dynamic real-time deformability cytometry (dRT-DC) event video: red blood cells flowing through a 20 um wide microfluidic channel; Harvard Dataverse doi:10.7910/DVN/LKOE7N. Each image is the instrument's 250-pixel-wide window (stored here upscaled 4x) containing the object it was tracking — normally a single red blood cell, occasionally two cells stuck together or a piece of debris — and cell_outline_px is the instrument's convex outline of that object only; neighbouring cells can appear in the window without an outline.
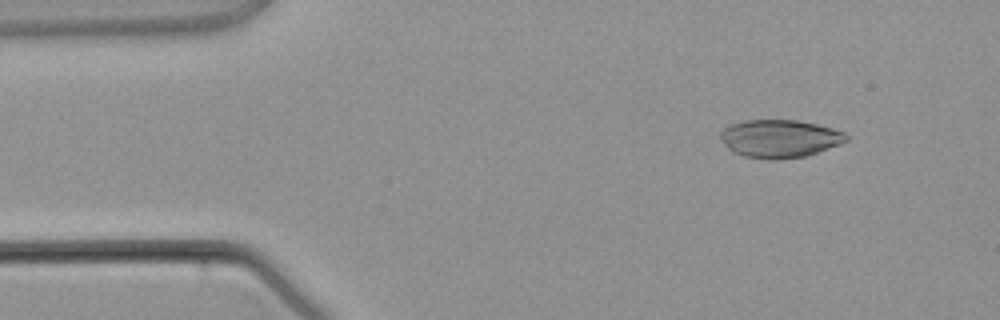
{"species": "common noctule bat (a hibernating species)", "species_latin": "Nyctalus noctula", "temperature_condition": "warm", "stored_images_in_passage": 4, "segment_of_instrument_passage": [1, 2], "camera_frame_rate_fps": 3000, "um_per_image_px": 0.085, "animal": {"sex": "male", "body_mass_g": 21.5, "forearm_length_mm": 52.0}, "frame": {"image": 1, "passage_image": 1, "time_ms": 0.0, "image_size_px": [1000, 320], "cell_outline_px": [[848, 140], [840, 144], [804, 156], [772, 160], [744, 156], [728, 148], [720, 140], [720, 132], [724, 128], [732, 124], [744, 120], [796, 120], [816, 124], [832, 128], [844, 132], [848, 136]], "centroid_in_image_um": [66.26, 11.77], "position_along_channel_um": 18.7, "area_um2": 27.57}}
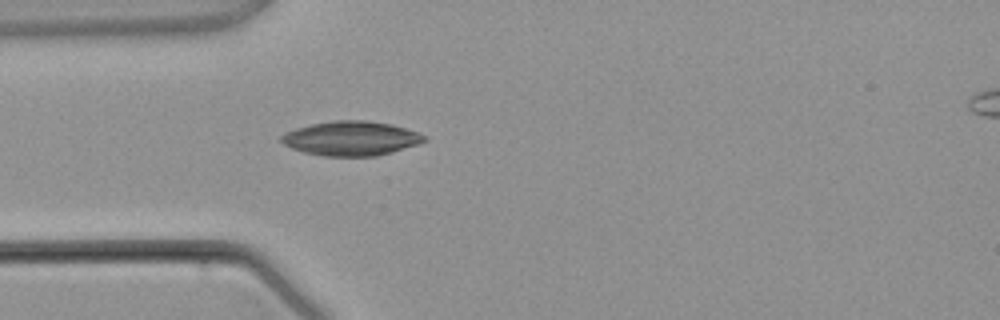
{"frame": {"image": 2, "passage_image": 3, "time_ms": 2.333, "image_size_px": [1000, 320], "cell_outline_px": [[428, 140], [420, 144], [392, 152], [376, 156], [324, 156], [304, 152], [292, 148], [284, 144], [280, 140], [280, 136], [284, 132], [296, 128], [312, 124], [332, 120], [364, 120], [392, 124], [416, 132], [424, 136]], "centroid_in_image_um": [29.83, 11.76], "position_along_channel_um": 55.2, "area_um2": 28.67}}